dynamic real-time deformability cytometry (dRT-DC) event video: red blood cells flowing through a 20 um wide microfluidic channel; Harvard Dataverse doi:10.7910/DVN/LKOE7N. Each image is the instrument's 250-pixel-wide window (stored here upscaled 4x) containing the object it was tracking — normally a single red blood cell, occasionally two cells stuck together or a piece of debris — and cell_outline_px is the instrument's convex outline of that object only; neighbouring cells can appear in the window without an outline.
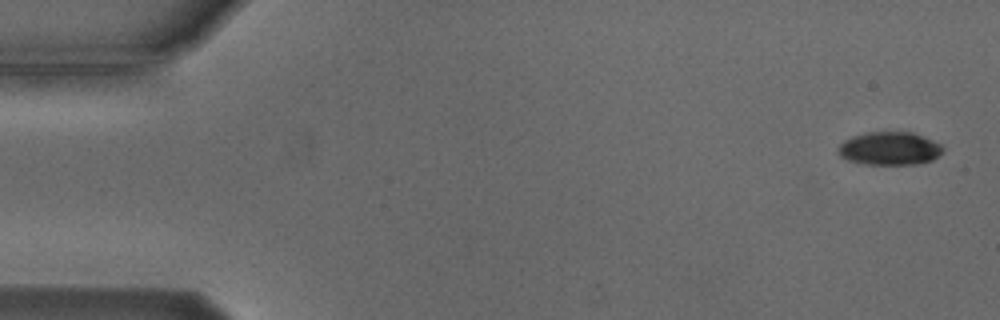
{"species": "Egyptian fruit bat (a non-hibernating species)", "species_latin": "Rousettus aegyptiacus", "temperature_condition": "cold", "stored_images_in_passage": 4, "camera_frame_rate_fps": 3000, "um_per_image_px": 0.085, "animal": {"sex": "male"}, "frame": {"image": 1, "passage_image": 1, "time_ms": 0.0, "image_size_px": [1000, 320], "cell_outline_px": [[944, 152], [940, 156], [932, 160], [916, 164], [864, 164], [848, 160], [840, 156], [840, 144], [844, 140], [852, 136], [868, 132], [912, 132], [924, 136], [940, 144], [944, 148]], "centroid_in_image_um": [75.66, 12.62], "position_along_channel_um": 9.3, "area_um2": 20.23}}